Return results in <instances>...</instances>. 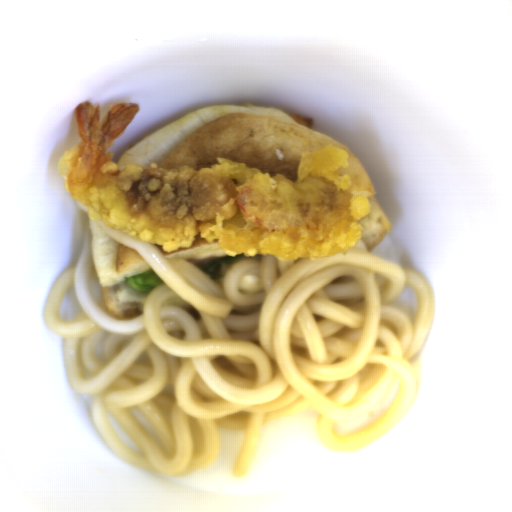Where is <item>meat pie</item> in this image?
I'll return each mask as SVG.
<instances>
[{
    "instance_id": "obj_1",
    "label": "meat pie",
    "mask_w": 512,
    "mask_h": 512,
    "mask_svg": "<svg viewBox=\"0 0 512 512\" xmlns=\"http://www.w3.org/2000/svg\"><path fill=\"white\" fill-rule=\"evenodd\" d=\"M293 120H295L299 125L304 126L309 129L314 128V118L301 116L300 114H287Z\"/></svg>"
}]
</instances>
